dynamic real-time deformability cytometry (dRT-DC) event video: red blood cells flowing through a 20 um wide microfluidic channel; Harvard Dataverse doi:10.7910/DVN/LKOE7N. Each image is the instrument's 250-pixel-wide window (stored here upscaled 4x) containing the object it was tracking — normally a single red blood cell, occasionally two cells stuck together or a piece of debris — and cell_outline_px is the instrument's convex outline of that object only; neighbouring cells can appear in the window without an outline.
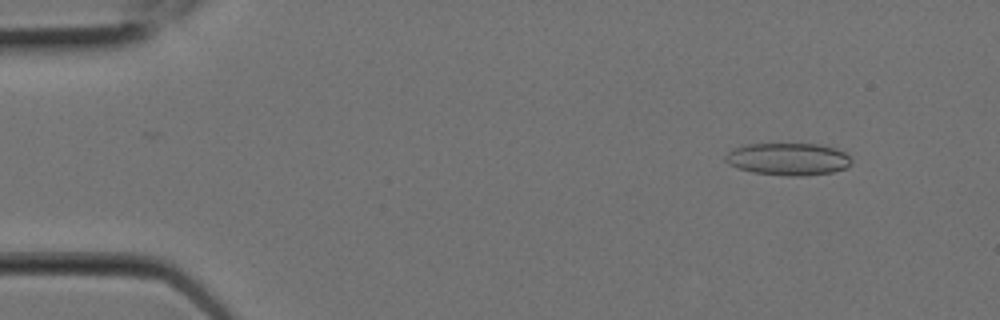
{"species": "Egyptian fruit bat (a non-hibernating species)", "species_latin": "Rousettus aegyptiacus", "temperature_condition": "room temperature", "stored_images_in_passage": 8, "camera_frame_rate_fps": 3000, "um_per_image_px": 0.085, "animal": {"sex": "female"}, "frame": {"image": 1, "passage_image": 2, "time_ms": 0.333, "image_size_px": [1000, 320], "cell_outline_px": [[852, 164], [844, 168], [832, 172], [804, 176], [788, 176], [752, 172], [728, 164], [724, 160], [724, 156], [732, 148], [744, 144], [820, 144], [836, 148], [844, 152], [852, 160]], "centroid_in_image_um": [66.98, 13.52], "position_along_channel_um": 18.0, "area_um2": 23.87}}
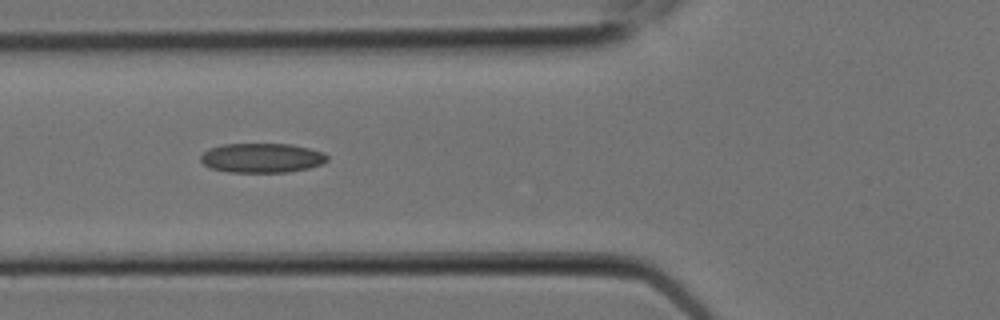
{"frame": {"image": 2, "passage_image": 7, "time_ms": 2.0, "image_size_px": [1000, 320], "cell_outline_px": [[328, 160], [320, 164], [308, 168], [288, 172], [228, 172], [208, 168], [200, 160], [200, 156], [208, 148], [224, 144], [292, 144], [324, 152], [328, 156]], "centroid_in_image_um": [22.23, 13.42], "position_along_channel_um": 103.6, "area_um2": 21.85}}
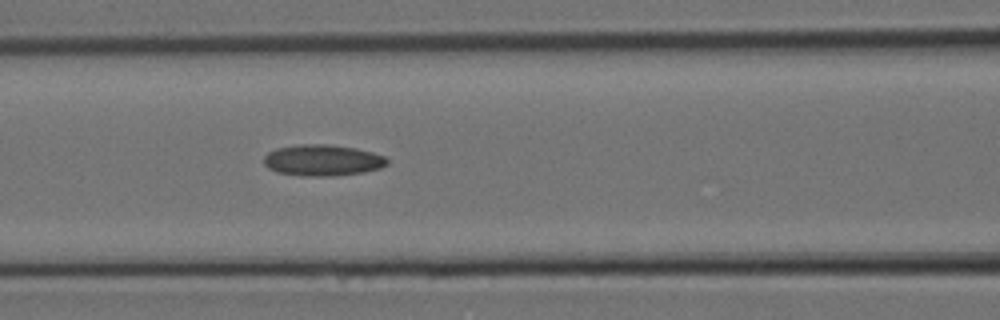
{"frame": {"image": 3, "passage_image": 8, "time_ms": 2.333, "image_size_px": [1000, 320], "cell_outline_px": [[388, 164], [380, 168], [364, 172], [336, 176], [300, 176], [276, 172], [268, 168], [264, 164], [264, 156], [268, 152], [276, 148], [300, 144], [324, 144], [356, 148], [372, 152], [384, 156], [388, 160]], "centroid_in_image_um": [27.4, 13.63], "position_along_channel_um": 139.2, "area_um2": 22.6}}